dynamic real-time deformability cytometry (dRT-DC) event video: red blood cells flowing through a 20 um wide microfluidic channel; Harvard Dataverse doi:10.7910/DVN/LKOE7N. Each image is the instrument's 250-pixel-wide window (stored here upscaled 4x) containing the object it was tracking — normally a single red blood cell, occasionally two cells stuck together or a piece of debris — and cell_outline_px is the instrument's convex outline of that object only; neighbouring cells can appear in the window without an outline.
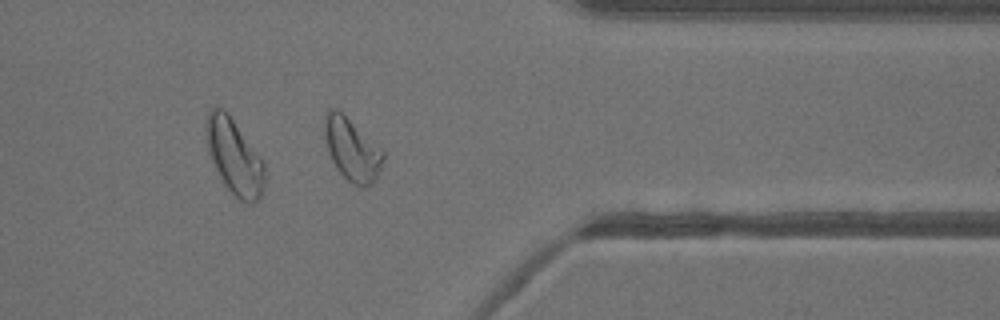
{"species": "common noctule bat (a hibernating species)", "species_latin": "Nyctalus noctula", "temperature_condition": "warm", "stored_images_in_passage": 32, "camera_frame_rate_fps": 3000, "um_per_image_px": 0.085, "animal": {"sex": "female"}, "frame": {"image": 1, "passage_image": 27, "time_ms": 8.667, "image_size_px": [1000, 320], "cell_outline_px": [[384, 156], [380, 168], [372, 184], [364, 188], [360, 188], [352, 184], [336, 168], [328, 152], [324, 136], [324, 116], [328, 108], [336, 108], [384, 152]], "centroid_in_image_um": [29.87, 12.72], "position_along_channel_um": 381.5, "area_um2": 20.98}}